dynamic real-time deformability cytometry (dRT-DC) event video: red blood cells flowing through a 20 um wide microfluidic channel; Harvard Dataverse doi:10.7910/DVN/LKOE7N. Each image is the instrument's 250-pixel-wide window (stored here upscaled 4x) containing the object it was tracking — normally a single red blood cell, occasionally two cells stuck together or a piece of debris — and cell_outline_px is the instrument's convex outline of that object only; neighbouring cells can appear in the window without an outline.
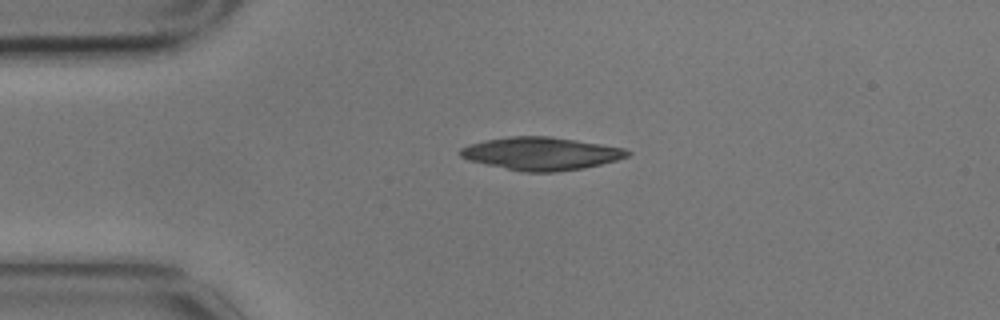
{"species": "common noctule bat (a hibernating species)", "species_latin": "Nyctalus noctula", "temperature_condition": "cold", "stored_images_in_passage": 2, "camera_frame_rate_fps": 3000, "um_per_image_px": 0.085, "animal": {"sex": "male", "body_mass_g": 17.9}, "frame": {"image": 1, "passage_image": 1, "time_ms": 0.0, "image_size_px": [1000, 320], "cell_outline_px": [[632, 152], [628, 156], [616, 160], [600, 164], [580, 168], [556, 172], [524, 172], [468, 160], [460, 156], [460, 148], [468, 144], [484, 140], [508, 136], [552, 136], [624, 148]], "centroid_in_image_um": [45.97, 13.04], "position_along_channel_um": 39.0, "area_um2": 31.85}}